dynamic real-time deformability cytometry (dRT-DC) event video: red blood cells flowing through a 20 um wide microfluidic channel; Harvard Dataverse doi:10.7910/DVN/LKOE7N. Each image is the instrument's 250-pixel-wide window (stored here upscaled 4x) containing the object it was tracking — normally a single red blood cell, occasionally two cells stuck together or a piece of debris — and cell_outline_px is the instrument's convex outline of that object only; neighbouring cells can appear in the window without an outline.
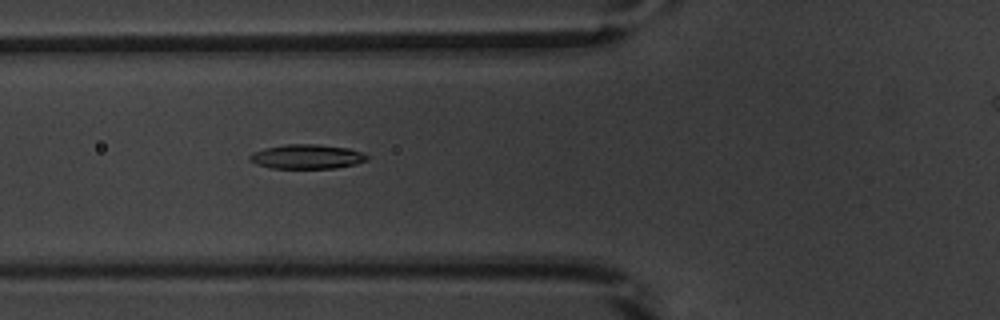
{"species": "common noctule bat (a hibernating species)", "species_latin": "Nyctalus noctula", "temperature_condition": "warm", "stored_images_in_passage": 49, "camera_frame_rate_fps": 3000, "um_per_image_px": 0.085, "animal": {"sex": "male", "body_mass_g": 20.1, "forearm_length_mm": 53.5}, "frame": {"image": 1, "passage_image": 20, "time_ms": 6.333, "image_size_px": [1000, 320], "cell_outline_px": [[368, 160], [356, 164], [336, 168], [272, 168], [256, 164], [248, 160], [248, 156], [252, 152], [264, 148], [284, 144], [316, 144], [348, 148], [360, 152], [368, 156]], "centroid_in_image_um": [26.05, 13.31], "position_along_channel_um": 99.8, "area_um2": 16.76}}
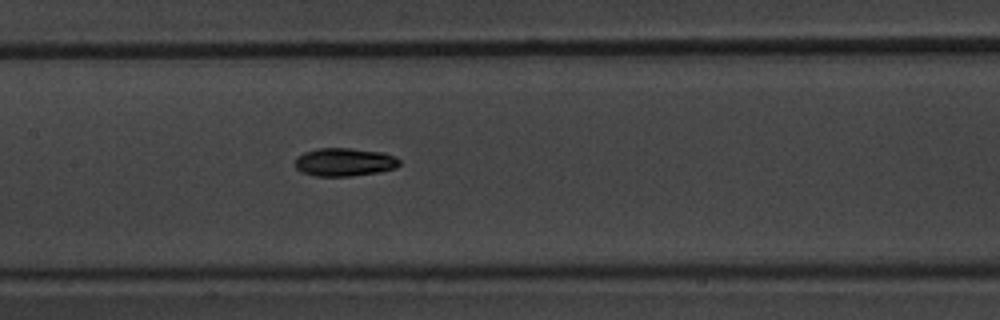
{"frame": {"image": 2, "passage_image": 26, "time_ms": 8.333, "image_size_px": [1000, 320], "cell_outline_px": [[400, 164], [396, 168], [380, 172], [352, 176], [316, 176], [300, 172], [296, 168], [296, 156], [304, 152], [320, 148], [352, 148], [384, 152], [396, 156], [400, 160]], "centroid_in_image_um": [29.31, 13.77], "position_along_channel_um": 178.1, "area_um2": 17.4}}
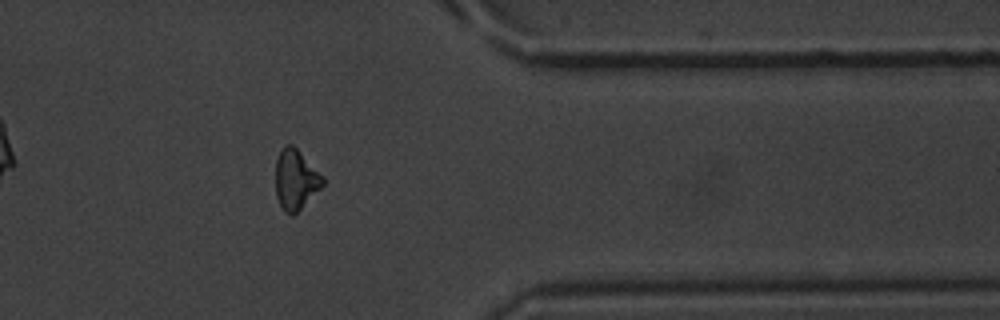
{"frame": {"image": 3, "passage_image": 43, "time_ms": 14.0, "image_size_px": [1000, 320], "cell_outline_px": [[324, 184], [292, 216], [284, 212], [276, 196], [276, 160], [280, 152], [288, 144], [292, 144], [324, 176]], "centroid_in_image_um": [25.13, 15.27], "position_along_channel_um": 386.3, "area_um2": 16.18}, "authors_computed_cell_mechanics": {"area_um2": 16.8776, "velocity_mm_per_s": 3.8861, "shape_relaxation_time_tau1_ms": 3.3708, "shape_relaxation_time_tau2_ms": 7.2983, "deformation_change_tau1": 0.1325, "deformation_change_tau2": 0.1381}}